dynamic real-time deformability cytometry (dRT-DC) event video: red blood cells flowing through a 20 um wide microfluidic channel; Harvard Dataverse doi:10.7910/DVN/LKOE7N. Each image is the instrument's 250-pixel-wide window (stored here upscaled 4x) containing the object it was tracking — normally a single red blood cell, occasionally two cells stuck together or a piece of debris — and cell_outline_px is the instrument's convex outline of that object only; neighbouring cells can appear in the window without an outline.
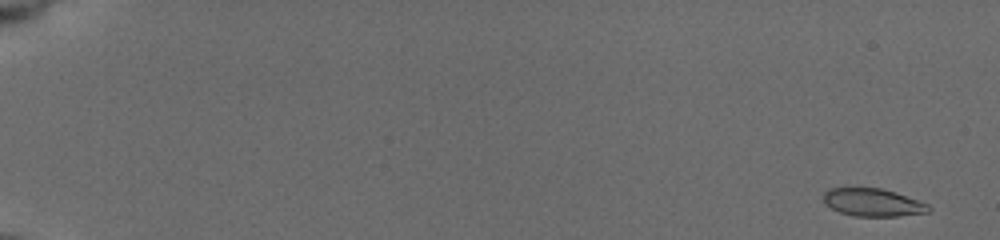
{"species": "common noctule bat (a hibernating species)", "species_latin": "Nyctalus noctula", "temperature_condition": "cold", "stored_images_in_passage": 56, "camera_frame_rate_fps": 3000, "um_per_image_px": 0.085, "animal": {"sex": "female", "body_mass_g": 19.5, "forearm_length_mm": 54.1}, "frame": {"image": 1, "passage_image": 1, "time_ms": 0.0, "image_size_px": [1000, 240], "cell_outline_px": [[932, 208], [928, 212], [900, 216], [852, 216], [840, 212], [832, 208], [824, 200], [824, 192], [828, 188], [880, 188], [896, 192], [928, 204]], "centroid_in_image_um": [74.21, 17.21], "position_along_channel_um": 10.8, "area_um2": 16.94}}
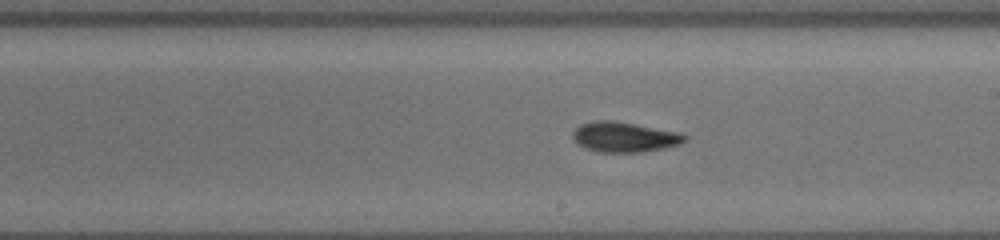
{"frame": {"image": 2, "passage_image": 34, "time_ms": 11.0, "image_size_px": [1000, 240], "cell_outline_px": [[688, 140], [680, 144], [664, 148], [640, 152], [596, 152], [584, 148], [576, 144], [572, 140], [572, 132], [580, 124], [596, 120], [608, 120], [680, 132], [688, 136]], "centroid_in_image_um": [53.04, 11.66], "position_along_channel_um": 236.0, "area_um2": 19.77}}
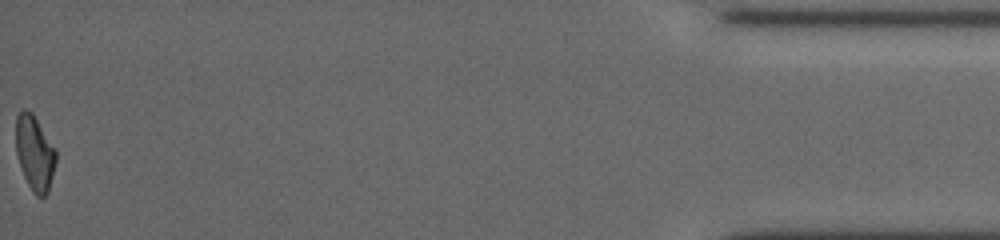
{"frame": {"image": 3, "passage_image": 56, "time_ms": 18.333, "image_size_px": [1000, 240], "cell_outline_px": [[56, 160], [48, 192], [44, 196], [36, 196], [32, 192], [24, 176], [16, 152], [16, 116], [24, 108], [32, 112], [56, 148]], "centroid_in_image_um": [2.95, 12.98], "position_along_channel_um": 432.2, "area_um2": 17.46}, "authors_computed_cell_mechanics": {"area_um2": 18.3226, "velocity_mm_per_s": 3.7616, "shape_relaxation_time_tau1_ms": 5.4073, "shape_relaxation_time_tau2_ms": 7.0316, "deformation_change_tau1": 0.1674, "deformation_change_tau2": 0.1484}}